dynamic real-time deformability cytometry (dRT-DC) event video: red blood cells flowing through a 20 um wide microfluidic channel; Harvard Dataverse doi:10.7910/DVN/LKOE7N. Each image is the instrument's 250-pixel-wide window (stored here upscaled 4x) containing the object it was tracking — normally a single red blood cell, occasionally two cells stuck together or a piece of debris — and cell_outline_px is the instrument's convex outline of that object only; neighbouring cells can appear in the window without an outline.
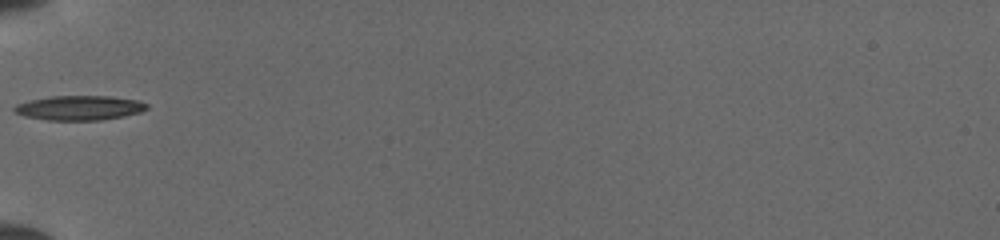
{"species": "common noctule bat (a hibernating species)", "species_latin": "Nyctalus noctula", "temperature_condition": "cold", "stored_images_in_passage": 32, "camera_frame_rate_fps": 3000, "um_per_image_px": 0.085, "animal": {"sex": "female", "body_mass_g": 19.5, "forearm_length_mm": 54.1}, "frame": {"image": 1, "passage_image": 1, "time_ms": 0.0, "image_size_px": [1000, 240], "cell_outline_px": [[148, 108], [140, 112], [124, 116], [100, 120], [48, 120], [24, 116], [16, 112], [12, 108], [16, 104], [28, 100], [52, 96], [112, 96], [140, 100], [148, 104]], "centroid_in_image_um": [6.77, 9.16], "position_along_channel_um": 78.2, "area_um2": 19.07}}
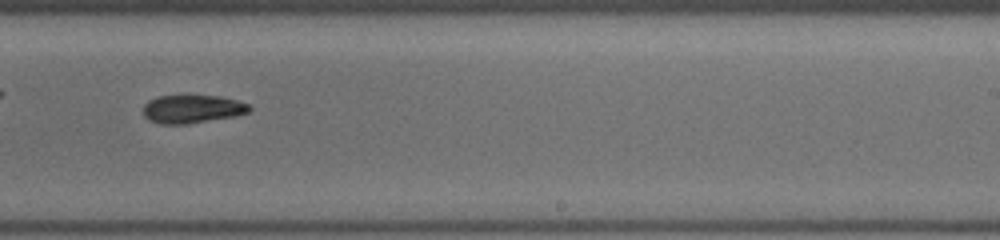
{"frame": {"image": 2, "passage_image": 15, "time_ms": 4.667, "image_size_px": [1000, 240], "cell_outline_px": [[252, 108], [248, 112], [236, 116], [188, 124], [160, 124], [148, 120], [144, 116], [144, 104], [148, 100], [160, 96], [220, 96], [236, 100], [248, 104]], "centroid_in_image_um": [16.33, 9.28], "position_along_channel_um": 272.7, "area_um2": 17.46}}
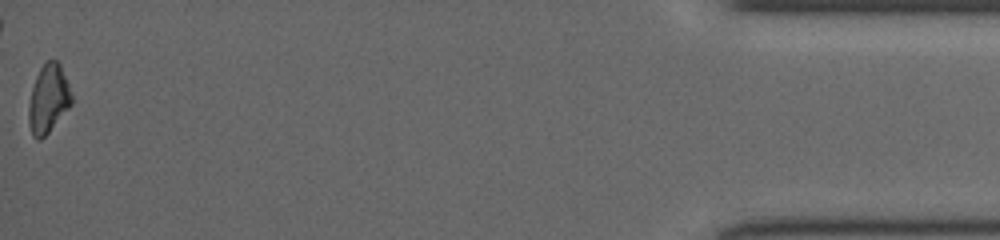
{"frame": {"image": 3, "passage_image": 32, "time_ms": 10.333, "image_size_px": [1000, 240], "cell_outline_px": [[72, 104], [48, 132], [40, 140], [36, 140], [32, 136], [28, 124], [28, 108], [32, 88], [36, 76], [40, 68], [48, 60], [56, 60], [60, 64], [68, 84], [72, 96]], "centroid_in_image_um": [4.09, 8.42], "position_along_channel_um": 431.1, "area_um2": 16.99}}